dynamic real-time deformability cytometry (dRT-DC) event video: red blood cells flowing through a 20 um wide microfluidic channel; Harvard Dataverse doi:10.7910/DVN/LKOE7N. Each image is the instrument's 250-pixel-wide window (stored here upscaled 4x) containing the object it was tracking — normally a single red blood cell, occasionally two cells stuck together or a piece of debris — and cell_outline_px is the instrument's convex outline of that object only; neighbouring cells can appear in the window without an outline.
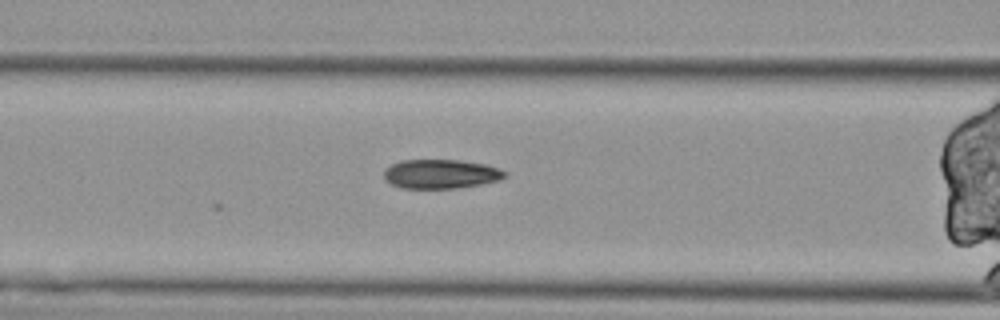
{"species": "Egyptian fruit bat (a non-hibernating species)", "species_latin": "Rousettus aegyptiacus", "temperature_condition": "cold", "stored_images_in_passage": 5, "camera_frame_rate_fps": 3000, "um_per_image_px": 0.085, "animal": {"sex": "female"}, "frame": {"image": 1, "passage_image": 5, "time_ms": 1.333, "image_size_px": [1000, 320], "cell_outline_px": [[508, 176], [500, 180], [460, 188], [400, 188], [384, 180], [384, 168], [400, 160], [460, 160], [484, 164], [500, 168], [508, 172]], "centroid_in_image_um": [37.48, 14.79], "position_along_channel_um": 129.1, "area_um2": 20.81}}